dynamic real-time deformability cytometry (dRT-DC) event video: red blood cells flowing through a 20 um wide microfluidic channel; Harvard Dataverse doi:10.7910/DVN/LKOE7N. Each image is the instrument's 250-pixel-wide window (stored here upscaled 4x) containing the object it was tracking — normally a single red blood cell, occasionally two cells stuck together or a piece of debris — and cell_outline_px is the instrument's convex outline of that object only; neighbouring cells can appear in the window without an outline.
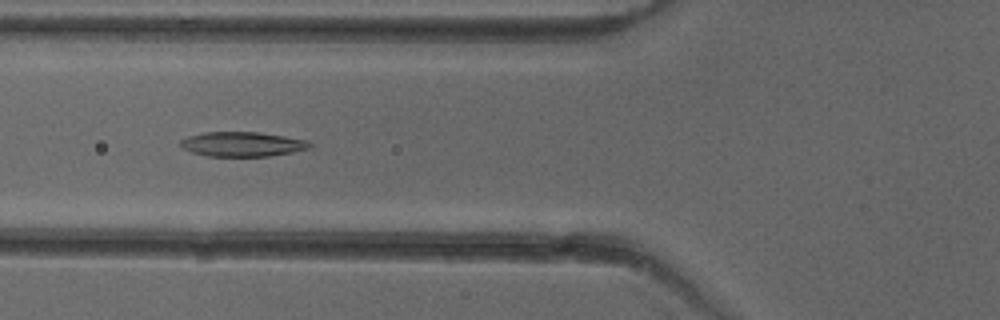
{"species": "common noctule bat (a hibernating species)", "species_latin": "Nyctalus noctula", "temperature_condition": "cold", "stored_images_in_passage": 31, "camera_frame_rate_fps": 3000, "um_per_image_px": 0.085, "animal": {"sex": "female"}, "frame": {"image": 1, "passage_image": 4, "time_ms": 1.0, "image_size_px": [1000, 320], "cell_outline_px": [[312, 148], [292, 152], [268, 156], [208, 156], [192, 152], [184, 148], [180, 144], [180, 140], [188, 136], [204, 132], [260, 132], [284, 136], [304, 140], [312, 144]], "centroid_in_image_um": [20.6, 12.25], "position_along_channel_um": 105.2, "area_um2": 18.44}}
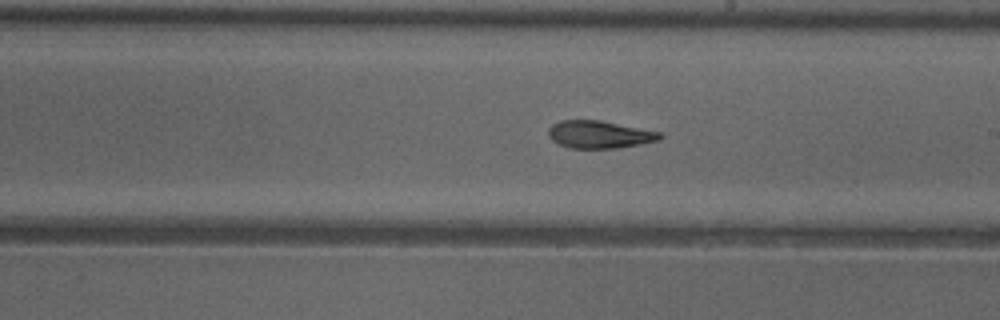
{"frame": {"image": 2, "passage_image": 14, "time_ms": 4.333, "image_size_px": [1000, 320], "cell_outline_px": [[664, 136], [660, 140], [640, 144], [616, 148], [568, 148], [556, 144], [548, 136], [548, 128], [552, 124], [560, 120], [600, 120], [660, 132]], "centroid_in_image_um": [50.91, 11.43], "position_along_channel_um": 238.1, "area_um2": 18.03}}
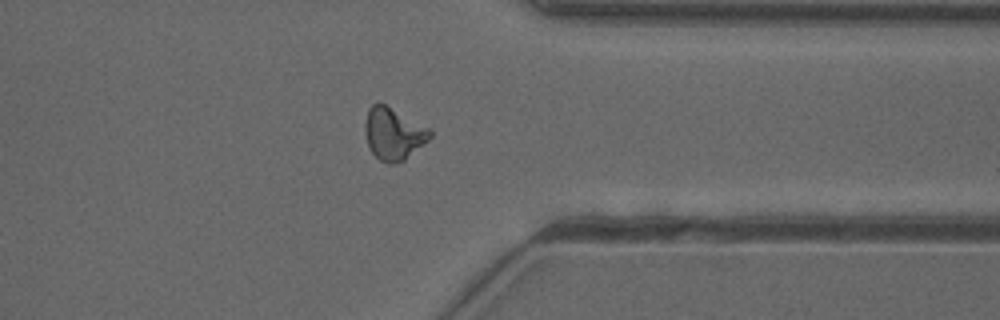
{"frame": {"image": 3, "passage_image": 25, "time_ms": 8.0, "image_size_px": [1000, 320], "cell_outline_px": [[432, 136], [428, 140], [404, 160], [396, 164], [388, 164], [380, 160], [368, 148], [364, 132], [364, 124], [368, 108], [372, 104], [384, 104], [428, 128], [432, 132]], "centroid_in_image_um": [33.4, 11.39], "position_along_channel_um": 378.0, "area_um2": 19.54}}